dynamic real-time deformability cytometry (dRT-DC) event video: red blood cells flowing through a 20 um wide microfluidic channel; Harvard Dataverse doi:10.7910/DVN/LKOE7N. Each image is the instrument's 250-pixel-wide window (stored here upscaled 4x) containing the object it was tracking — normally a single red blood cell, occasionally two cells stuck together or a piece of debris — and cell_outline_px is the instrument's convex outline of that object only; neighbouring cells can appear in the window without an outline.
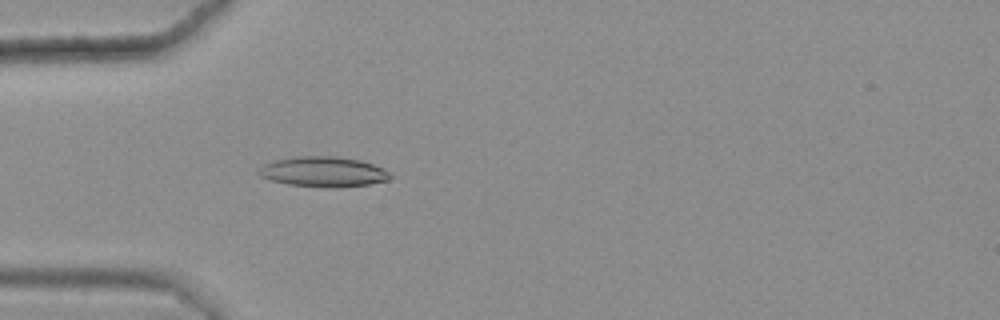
{"species": "common noctule bat (a hibernating species)", "species_latin": "Nyctalus noctula", "temperature_condition": "warm", "stored_images_in_passage": 48, "camera_frame_rate_fps": 3000, "um_per_image_px": 0.085, "animal": {"sex": "female", "body_mass_g": 25.1}, "frame": {"image": 1, "passage_image": 17, "time_ms": 5.333, "image_size_px": [1000, 320], "cell_outline_px": [[392, 176], [388, 180], [368, 184], [332, 188], [328, 188], [288, 184], [272, 180], [260, 176], [256, 172], [264, 164], [276, 160], [296, 156], [332, 156], [360, 160], [372, 164], [388, 172]], "centroid_in_image_um": [27.45, 14.6], "position_along_channel_um": 57.5, "area_um2": 22.89}}
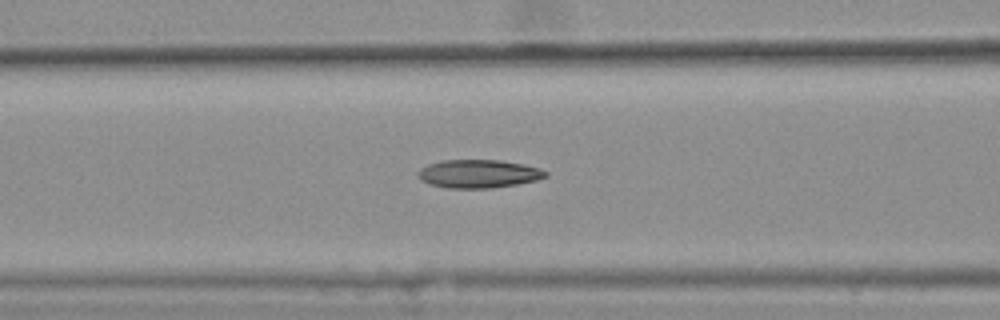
{"frame": {"image": 2, "passage_image": 23, "time_ms": 7.333, "image_size_px": [1000, 320], "cell_outline_px": [[548, 176], [536, 180], [516, 184], [492, 188], [448, 188], [432, 184], [420, 180], [416, 172], [420, 168], [428, 164], [440, 160], [500, 160], [524, 164], [540, 168], [548, 172]], "centroid_in_image_um": [40.67, 14.76], "position_along_channel_um": 125.9, "area_um2": 21.1}}
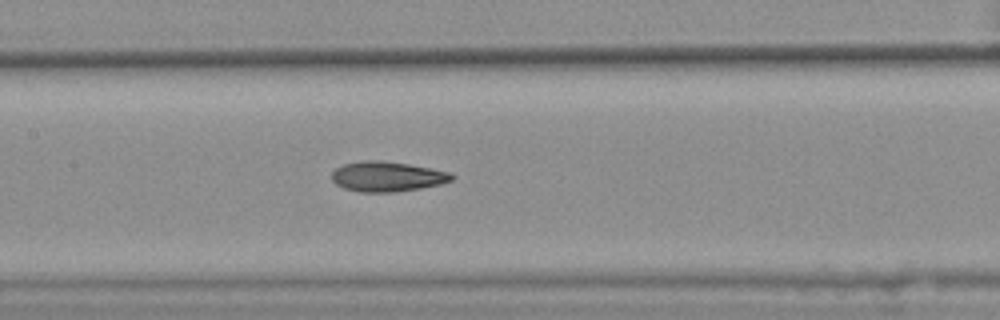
{"frame": {"image": 3, "passage_image": 27, "time_ms": 8.667, "image_size_px": [1000, 320], "cell_outline_px": [[456, 176], [452, 180], [440, 184], [420, 188], [392, 192], [360, 192], [344, 188], [336, 184], [332, 180], [332, 172], [336, 168], [344, 164], [364, 160], [380, 160], [408, 164], [432, 168], [448, 172]], "centroid_in_image_um": [32.9, 15.0], "position_along_channel_um": 174.5, "area_um2": 20.92}, "authors_computed_cell_mechanics": {"area_um2": 21.0681, "velocity_mm_per_s": 3.6503, "shape_relaxation_time_tau1_ms": null, "shape_relaxation_time_tau2_ms": 3.4427, "deformation_change_tau1": null, "deformation_change_tau2": 0.1166}}